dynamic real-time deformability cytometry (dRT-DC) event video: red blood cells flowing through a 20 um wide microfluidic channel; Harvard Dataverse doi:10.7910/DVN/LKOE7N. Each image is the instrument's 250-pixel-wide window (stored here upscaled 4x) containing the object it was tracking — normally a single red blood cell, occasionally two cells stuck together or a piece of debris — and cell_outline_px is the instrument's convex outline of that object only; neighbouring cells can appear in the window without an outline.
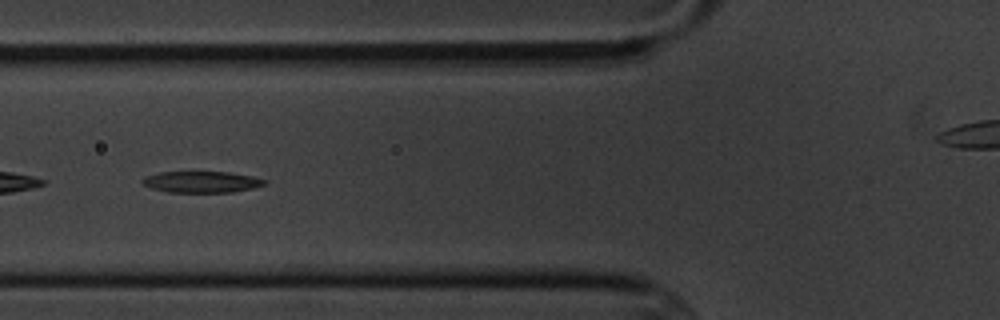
{"species": "common noctule bat (a hibernating species)", "species_latin": "Nyctalus noctula", "temperature_condition": "cold", "stored_images_in_passage": 10, "segment_of_instrument_passage": [1, 2], "camera_frame_rate_fps": 3000, "um_per_image_px": 0.085, "animal": {"sex": "male", "body_mass_g": 20.1, "forearm_length_mm": 53.5}, "frame": {"image": 1, "passage_image": 5, "time_ms": 4.667, "image_size_px": [1000, 320], "cell_outline_px": [[268, 180], [264, 184], [252, 188], [232, 192], [168, 192], [152, 188], [144, 184], [140, 180], [144, 176], [160, 172], [228, 172], [252, 176]], "centroid_in_image_um": [17.12, 15.46], "position_along_channel_um": 108.7, "area_um2": 15.09}}
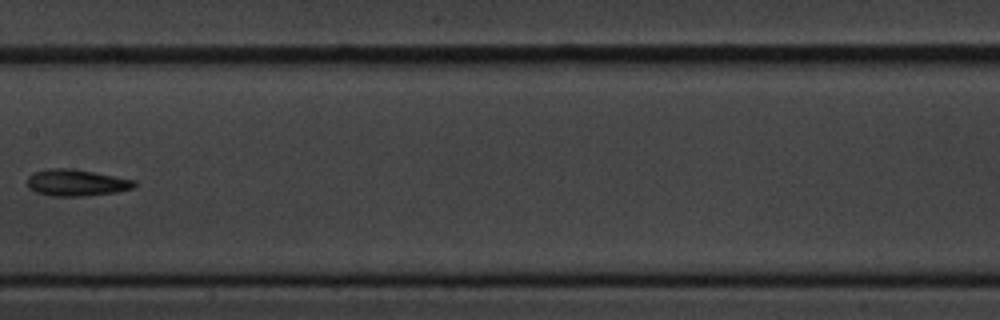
{"frame": {"image": 2, "passage_image": 7, "time_ms": 7.333, "image_size_px": [1000, 320], "cell_outline_px": [[136, 184], [132, 188], [116, 192], [84, 196], [52, 196], [36, 192], [28, 188], [28, 176], [32, 172], [52, 168], [72, 168], [136, 180]], "centroid_in_image_um": [6.47, 15.52], "position_along_channel_um": 200.9, "area_um2": 16.59}}
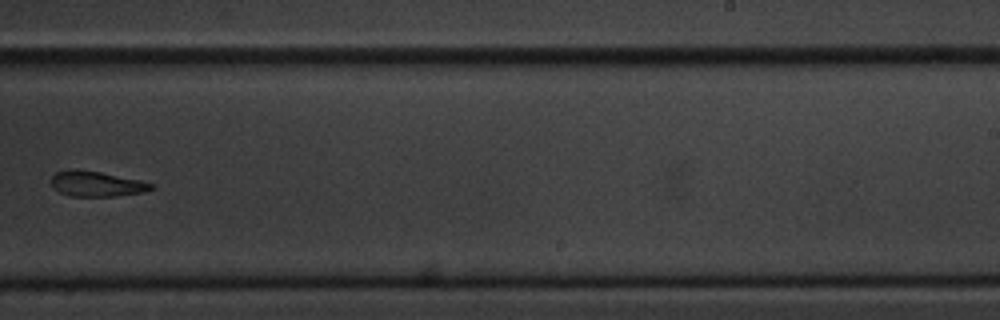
{"frame": {"image": 3, "passage_image": 9, "time_ms": 9.667, "image_size_px": [1000, 320], "cell_outline_px": [[156, 188], [144, 192], [116, 196], [68, 196], [52, 188], [52, 176], [56, 172], [100, 172], [136, 180], [152, 184]], "centroid_in_image_um": [8.23, 15.68], "position_along_channel_um": 280.8, "area_um2": 13.99}}